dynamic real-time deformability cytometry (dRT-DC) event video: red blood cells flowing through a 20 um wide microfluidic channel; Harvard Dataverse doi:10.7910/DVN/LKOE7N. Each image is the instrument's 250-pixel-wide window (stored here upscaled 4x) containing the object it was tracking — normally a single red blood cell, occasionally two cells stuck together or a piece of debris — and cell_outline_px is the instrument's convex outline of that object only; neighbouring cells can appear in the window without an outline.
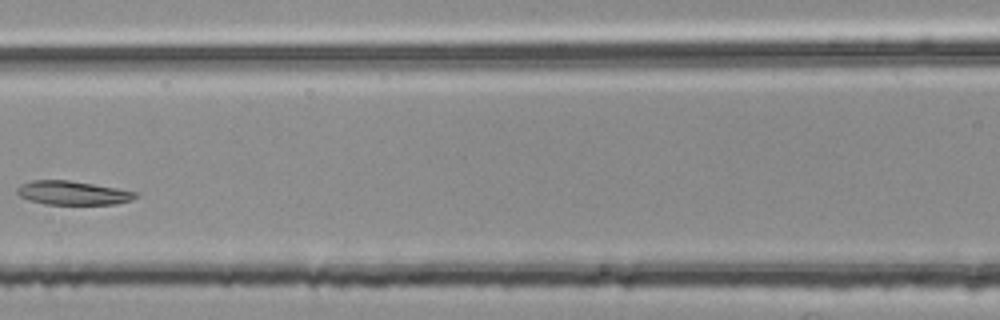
{"species": "common noctule bat (a hibernating species)", "species_latin": "Nyctalus noctula", "temperature_condition": "room temperature", "stored_images_in_passage": 4, "camera_frame_rate_fps": 3000, "um_per_image_px": 0.085, "animal": {"sex": "female", "body_mass_g": 25.1}, "frame": {"image": 1, "passage_image": 4, "time_ms": 1.0, "image_size_px": [1000, 320], "cell_outline_px": [[136, 196], [132, 200], [116, 204], [44, 204], [28, 200], [20, 196], [16, 192], [16, 188], [20, 184], [32, 180], [68, 180], [116, 188], [136, 192]], "centroid_in_image_um": [6.13, 16.4], "position_along_channel_um": 160.5, "area_um2": 16.36}}